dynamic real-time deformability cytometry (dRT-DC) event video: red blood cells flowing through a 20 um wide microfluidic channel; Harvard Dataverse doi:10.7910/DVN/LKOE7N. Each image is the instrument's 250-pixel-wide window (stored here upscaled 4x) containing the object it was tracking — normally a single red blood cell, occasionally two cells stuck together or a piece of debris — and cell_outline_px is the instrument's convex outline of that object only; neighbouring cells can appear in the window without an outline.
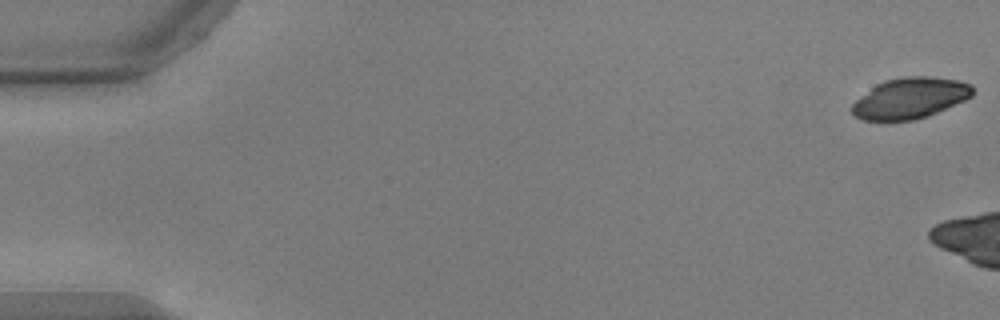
{"species": "common noctule bat (a hibernating species)", "species_latin": "Nyctalus noctula", "temperature_condition": "warm", "stored_images_in_passage": 6, "camera_frame_rate_fps": 3000, "um_per_image_px": 0.085, "animal": {"sex": "male", "body_mass_g": 17.9, "forearm_length_mm": 54.2}, "frame": {"image": 1, "passage_image": 1, "time_ms": 0.0, "image_size_px": [1000, 320], "cell_outline_px": [[972, 96], [964, 100], [928, 116], [916, 120], [864, 120], [856, 116], [852, 112], [852, 104], [856, 100], [876, 84], [884, 80], [904, 76], [928, 76], [956, 80], [972, 84]], "centroid_in_image_um": [77.36, 8.33], "position_along_channel_um": 7.6, "area_um2": 28.5}}